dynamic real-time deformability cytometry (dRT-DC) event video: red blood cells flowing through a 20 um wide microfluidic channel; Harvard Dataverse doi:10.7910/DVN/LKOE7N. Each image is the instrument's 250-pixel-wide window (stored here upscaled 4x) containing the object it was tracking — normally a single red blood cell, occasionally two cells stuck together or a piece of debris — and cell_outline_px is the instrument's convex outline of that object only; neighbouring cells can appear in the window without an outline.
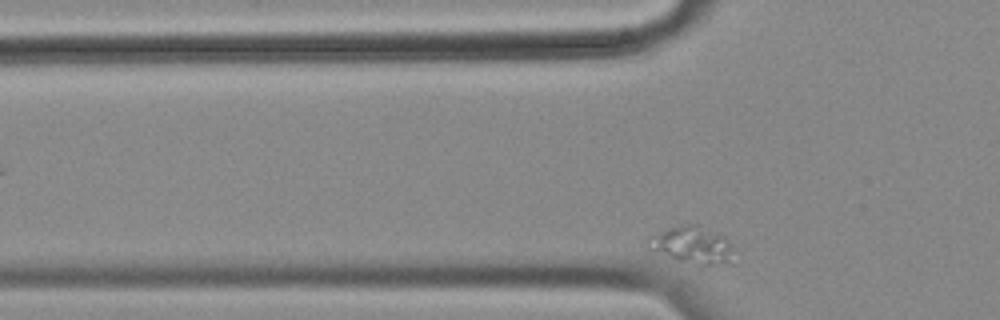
{"species": "common noctule bat (a hibernating species)", "species_latin": "Nyctalus noctula", "temperature_condition": "cold", "stored_images_in_passage": 36, "camera_frame_rate_fps": 3000, "um_per_image_px": 0.085, "animal": {"sex": "female", "body_mass_g": 18.4}, "frame": {"image": 1, "passage_image": 4, "time_ms": 1.0, "image_size_px": [1000, 320], "cell_outline_px": [[732, 248], [724, 260], [716, 264], [704, 264], [672, 256], [648, 248], [648, 236], [668, 228], [680, 224], [696, 224], [724, 236], [728, 240]], "centroid_in_image_um": [58.75, 20.72], "position_along_channel_um": 67.0, "area_um2": 17.05}}
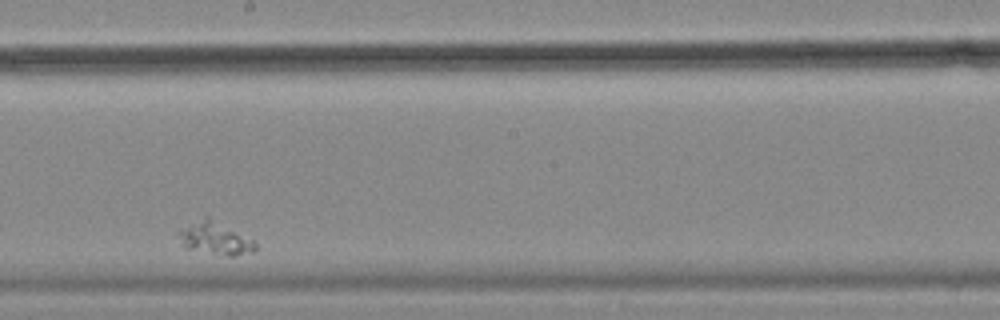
{"frame": {"image": 2, "passage_image": 22, "time_ms": 7.0, "image_size_px": [1000, 320], "cell_outline_px": [[256, 248], [252, 252], [236, 256], [228, 256], [184, 248], [180, 232], [192, 224], [208, 216], [256, 240]], "centroid_in_image_um": [18.41, 20.29], "position_along_channel_um": 229.8, "area_um2": 14.16}}
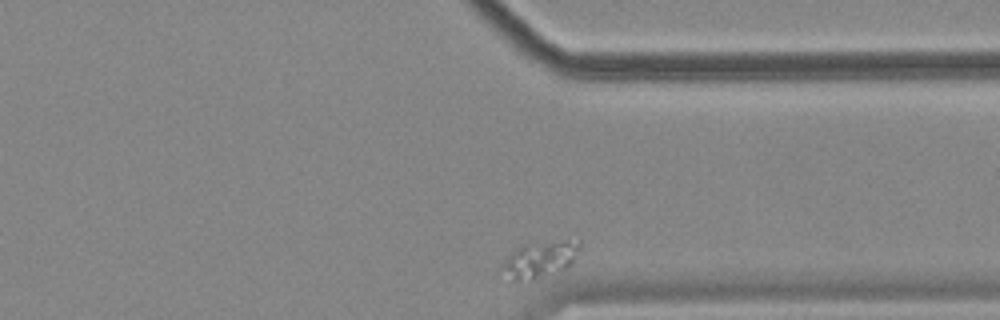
{"frame": {"image": 3, "passage_image": 36, "time_ms": 11.667, "image_size_px": [1000, 320], "cell_outline_px": [[580, 248], [572, 260], [564, 268], [532, 280], [512, 280], [504, 264], [508, 256], [516, 248], [524, 244], [564, 240], [580, 240]], "centroid_in_image_um": [45.94, 22.0], "position_along_channel_um": 365.5, "area_um2": 15.49}}